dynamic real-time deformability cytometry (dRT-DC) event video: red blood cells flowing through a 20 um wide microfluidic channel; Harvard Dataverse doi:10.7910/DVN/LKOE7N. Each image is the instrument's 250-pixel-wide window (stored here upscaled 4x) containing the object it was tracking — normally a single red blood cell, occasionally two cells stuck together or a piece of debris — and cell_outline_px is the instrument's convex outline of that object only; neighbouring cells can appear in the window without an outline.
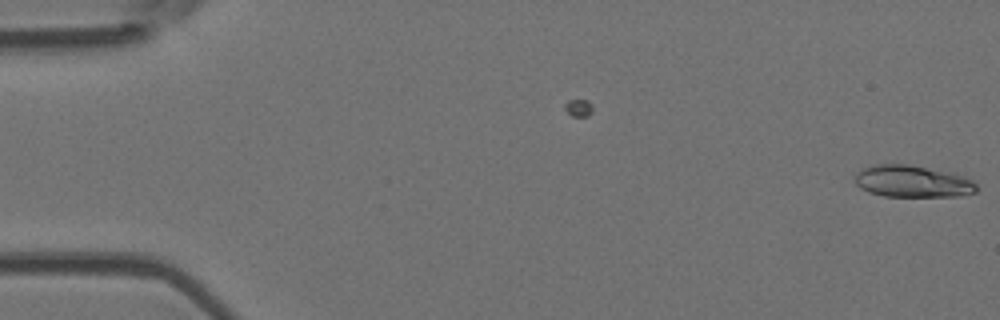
{"species": "Egyptian fruit bat (a non-hibernating species)", "species_latin": "Rousettus aegyptiacus", "temperature_condition": "room temperature", "stored_images_in_passage": 6, "camera_frame_rate_fps": 3000, "um_per_image_px": 0.085, "animal": {"sex": "female"}, "frame": {"image": 1, "passage_image": 6, "time_ms": 1.667, "image_size_px": [1000, 320], "cell_outline_px": [[976, 192], [960, 196], [884, 196], [868, 192], [860, 188], [856, 184], [856, 172], [872, 164], [908, 164], [960, 176], [972, 180], [976, 184]], "centroid_in_image_um": [77.5, 15.43], "position_along_channel_um": 7.5, "area_um2": 22.2}}